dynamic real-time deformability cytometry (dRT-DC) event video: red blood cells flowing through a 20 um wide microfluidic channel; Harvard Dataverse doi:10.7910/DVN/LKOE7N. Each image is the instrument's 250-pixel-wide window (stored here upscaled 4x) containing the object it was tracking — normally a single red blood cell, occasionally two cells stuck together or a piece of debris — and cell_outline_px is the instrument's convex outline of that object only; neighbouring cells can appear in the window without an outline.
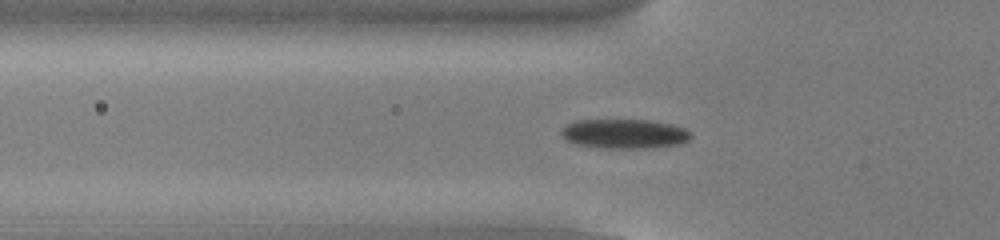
{"species": "common noctule bat (a hibernating species)", "species_latin": "Nyctalus noctula", "temperature_condition": "cold", "stored_images_in_passage": 53, "camera_frame_rate_fps": 3000, "um_per_image_px": 0.085, "animal": {"sex": "male", "body_mass_g": 13.0, "forearm_length_mm": 53.1}, "frame": {"image": 1, "passage_image": 18, "time_ms": 5.667, "image_size_px": [1000, 240], "cell_outline_px": [[692, 136], [688, 140], [680, 144], [648, 148], [604, 148], [576, 144], [568, 140], [560, 132], [560, 128], [576, 120], [652, 120], [672, 124], [684, 128], [692, 132]], "centroid_in_image_um": [53.11, 11.36], "position_along_channel_um": 72.7, "area_um2": 22.31}}
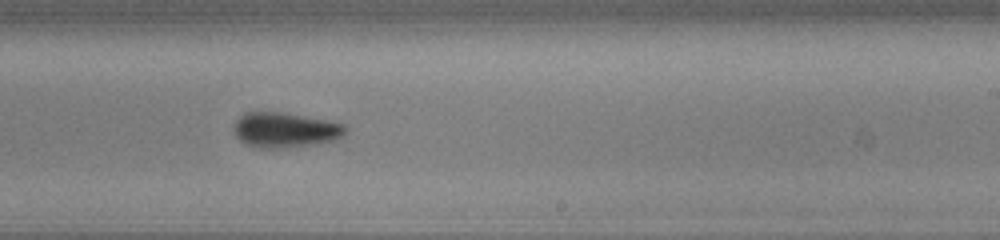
{"frame": {"image": 2, "passage_image": 33, "time_ms": 10.667, "image_size_px": [1000, 240], "cell_outline_px": [[348, 128], [336, 140], [312, 144], [276, 148], [256, 148], [244, 144], [236, 136], [232, 128], [236, 120], [244, 112], [280, 112], [328, 120], [344, 124]], "centroid_in_image_um": [24.18, 11.04], "position_along_channel_um": 264.8, "area_um2": 22.77}}
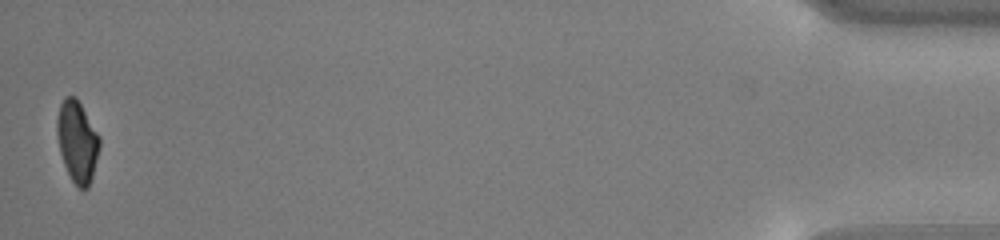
{"frame": {"image": 3, "passage_image": 53, "time_ms": 17.333, "image_size_px": [1000, 240], "cell_outline_px": [[100, 148], [92, 176], [88, 188], [80, 188], [72, 180], [64, 164], [60, 152], [56, 132], [56, 120], [60, 104], [64, 96], [76, 96], [100, 136]], "centroid_in_image_um": [6.56, 11.98], "position_along_channel_um": 428.6, "area_um2": 20.17}, "authors_computed_cell_mechanics": {"area_um2": 21.6172, "velocity_mm_per_s": 3.8494, "shape_relaxation_time_tau1_ms": 2.3461, "shape_relaxation_time_tau2_ms": 9.6723, "deformation_change_tau1": 0.1017, "deformation_change_tau2": 0.1261}}